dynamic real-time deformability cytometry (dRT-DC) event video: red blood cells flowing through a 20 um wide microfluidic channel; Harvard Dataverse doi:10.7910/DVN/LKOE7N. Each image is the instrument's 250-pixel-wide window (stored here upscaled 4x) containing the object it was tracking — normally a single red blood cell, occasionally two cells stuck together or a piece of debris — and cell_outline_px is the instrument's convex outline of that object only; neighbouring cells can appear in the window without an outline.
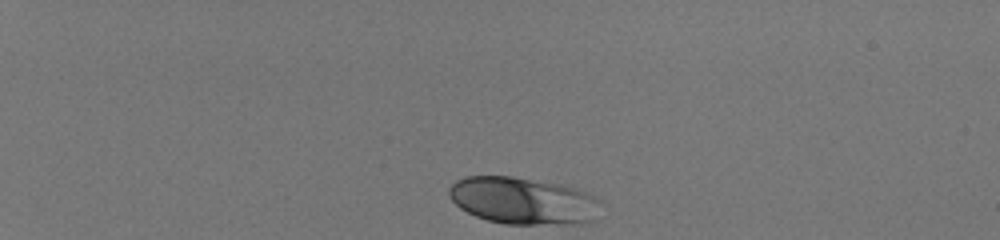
{"species": "human", "species_latin": "Homo sapiens", "temperature_condition": "room temperature", "stored_images_in_passage": 38, "camera_frame_rate_fps": 3000, "um_per_image_px": 0.085, "donor": {"sex": "male"}, "frame": {"image": 1, "passage_image": 1, "time_ms": 0.0, "image_size_px": [1000, 240], "cell_outline_px": [[604, 204], [596, 220], [588, 224], [504, 224], [488, 220], [476, 216], [460, 208], [452, 200], [448, 192], [448, 188], [456, 180], [464, 176], [512, 176], [564, 184], [576, 188], [600, 200]], "centroid_in_image_um": [44.54, 17.07], "position_along_channel_um": 40.5, "area_um2": 42.37}}
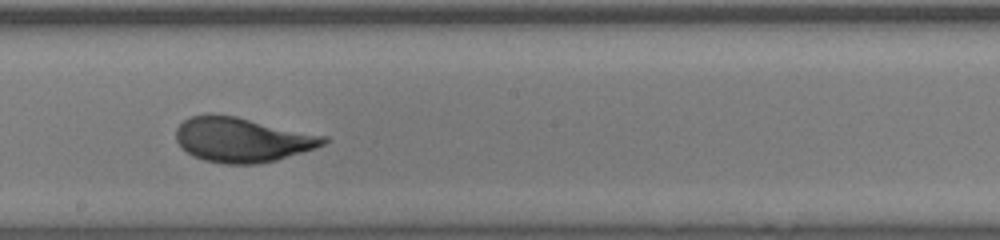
{"frame": {"image": 2, "passage_image": 22, "time_ms": 7.0, "image_size_px": [1000, 240], "cell_outline_px": [[328, 140], [324, 144], [276, 160], [256, 164], [224, 164], [204, 160], [192, 156], [176, 140], [176, 128], [184, 120], [192, 116], [208, 112], [236, 116], [328, 136]], "centroid_in_image_um": [20.55, 11.85], "position_along_channel_um": 227.6, "area_um2": 38.38}}
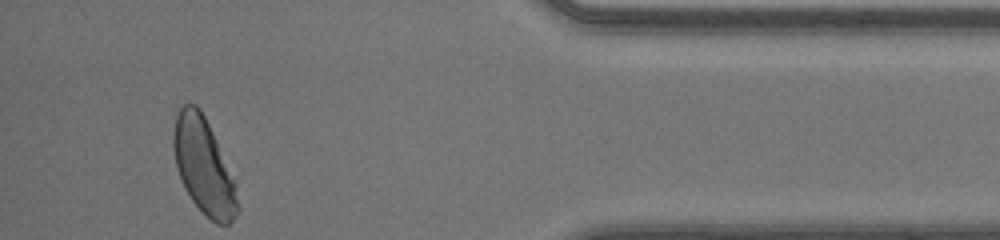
{"frame": {"image": 3, "passage_image": 38, "time_ms": 12.333, "image_size_px": [1000, 240], "cell_outline_px": [[240, 208], [236, 216], [228, 224], [216, 224], [192, 200], [184, 188], [176, 168], [172, 144], [172, 136], [176, 116], [180, 108], [184, 104], [196, 104], [200, 108], [208, 124], [236, 184]], "centroid_in_image_um": [17.3, 14.14], "position_along_channel_um": 417.9, "area_um2": 35.49}, "authors_computed_cell_mechanics": {"area_um2": 38.2636, "velocity_mm_per_s": 4.1264, "shape_relaxation_time_tau1_ms": 2.8715, "shape_relaxation_time_tau2_ms": null, "deformation_change_tau1": 0.1333, "deformation_change_tau2": null}}